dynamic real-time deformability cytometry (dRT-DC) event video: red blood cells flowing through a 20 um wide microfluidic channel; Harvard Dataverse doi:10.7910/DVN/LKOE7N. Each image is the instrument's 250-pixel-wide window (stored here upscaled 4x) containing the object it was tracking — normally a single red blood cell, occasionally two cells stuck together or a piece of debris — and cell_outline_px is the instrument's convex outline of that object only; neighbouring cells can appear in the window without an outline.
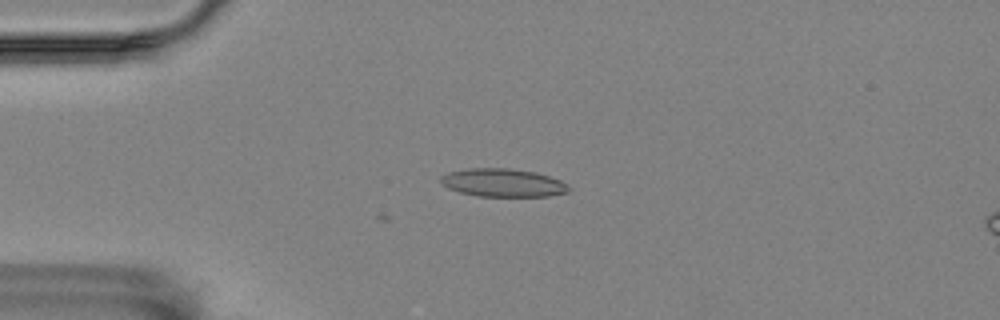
{"species": "Egyptian fruit bat (a non-hibernating species)", "species_latin": "Rousettus aegyptiacus", "temperature_condition": "room temperature", "stored_images_in_passage": 9, "camera_frame_rate_fps": 3000, "um_per_image_px": 0.085, "animal": {"sex": "female"}, "frame": {"image": 1, "passage_image": 9, "time_ms": 2.667, "image_size_px": [1000, 320], "cell_outline_px": [[568, 192], [548, 196], [480, 196], [460, 192], [448, 188], [440, 184], [440, 176], [448, 172], [468, 168], [508, 168], [536, 172], [560, 180], [568, 188]], "centroid_in_image_um": [42.68, 15.52], "position_along_channel_um": 42.3, "area_um2": 20.87}}